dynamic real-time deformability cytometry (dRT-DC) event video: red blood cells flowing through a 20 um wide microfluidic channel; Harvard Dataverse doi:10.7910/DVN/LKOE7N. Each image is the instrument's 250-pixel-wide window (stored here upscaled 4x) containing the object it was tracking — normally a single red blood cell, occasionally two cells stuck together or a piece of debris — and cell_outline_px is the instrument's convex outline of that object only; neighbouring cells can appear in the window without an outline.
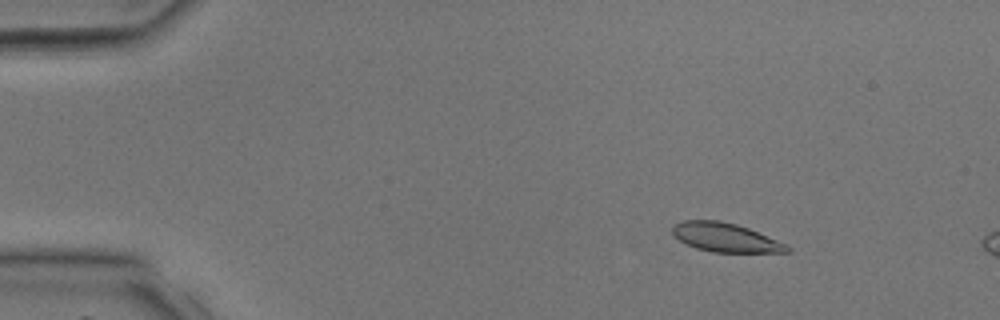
{"species": "common noctule bat (a hibernating species)", "species_latin": "Nyctalus noctula", "temperature_condition": "room temperature", "stored_images_in_passage": 10, "camera_frame_rate_fps": 3000, "um_per_image_px": 0.085, "animal": {"sex": "male", "body_mass_g": 17.9, "forearm_length_mm": 54.2}, "frame": {"image": 1, "passage_image": 6, "time_ms": 1.667, "image_size_px": [1000, 320], "cell_outline_px": [[792, 252], [712, 252], [696, 248], [672, 236], [672, 224], [684, 220], [720, 220], [736, 224], [748, 228], [788, 244], [792, 248]], "centroid_in_image_um": [61.67, 20.18], "position_along_channel_um": 23.3, "area_um2": 19.48}}